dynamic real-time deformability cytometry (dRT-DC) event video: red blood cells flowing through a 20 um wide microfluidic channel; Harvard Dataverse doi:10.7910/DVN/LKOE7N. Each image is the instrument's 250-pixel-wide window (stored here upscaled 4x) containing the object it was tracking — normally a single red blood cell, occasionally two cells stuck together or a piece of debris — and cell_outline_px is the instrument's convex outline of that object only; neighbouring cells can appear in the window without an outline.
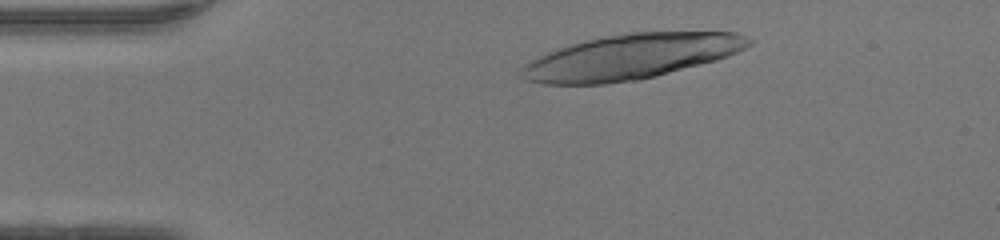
{"species": "human", "species_latin": "Homo sapiens", "temperature_condition": "warm", "stored_images_in_passage": 10, "camera_frame_rate_fps": 3000, "um_per_image_px": 0.085, "donor": {"sex": "female"}, "frame": {"image": 1, "passage_image": 4, "time_ms": 1.0, "image_size_px": [1000, 240], "cell_outline_px": [[752, 44], [728, 56], [716, 60], [656, 76], [640, 80], [608, 84], [540, 84], [524, 80], [520, 76], [520, 68], [524, 64], [548, 52], [584, 40], [604, 36], [628, 32], [736, 32], [752, 40]], "centroid_in_image_um": [53.59, 4.84], "position_along_channel_um": 31.4, "area_um2": 59.71}}